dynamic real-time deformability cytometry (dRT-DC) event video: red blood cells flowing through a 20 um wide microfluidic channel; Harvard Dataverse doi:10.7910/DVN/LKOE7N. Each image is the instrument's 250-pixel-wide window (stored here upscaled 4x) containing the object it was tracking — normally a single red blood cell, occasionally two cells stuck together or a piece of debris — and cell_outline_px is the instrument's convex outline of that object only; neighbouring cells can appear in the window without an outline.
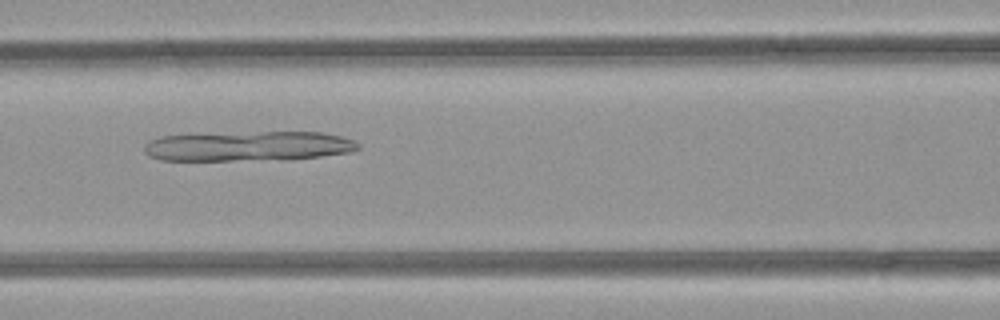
{"species": "common noctule bat (a hibernating species)", "species_latin": "Nyctalus noctula", "temperature_condition": "room temperature", "stored_images_in_passage": 48, "camera_frame_rate_fps": 3000, "um_per_image_px": 0.085, "animal": {"sex": "female", "body_mass_g": 21.9}, "frame": {"image": 1, "passage_image": 20, "time_ms": 6.333, "image_size_px": [1000, 320], "cell_outline_px": [[360, 148], [352, 152], [320, 156], [232, 160], [160, 160], [148, 156], [144, 152], [144, 144], [160, 136], [264, 132], [320, 132], [340, 136], [352, 140], [360, 144]], "centroid_in_image_um": [21.08, 12.41], "position_along_channel_um": 145.5, "area_um2": 36.3}}
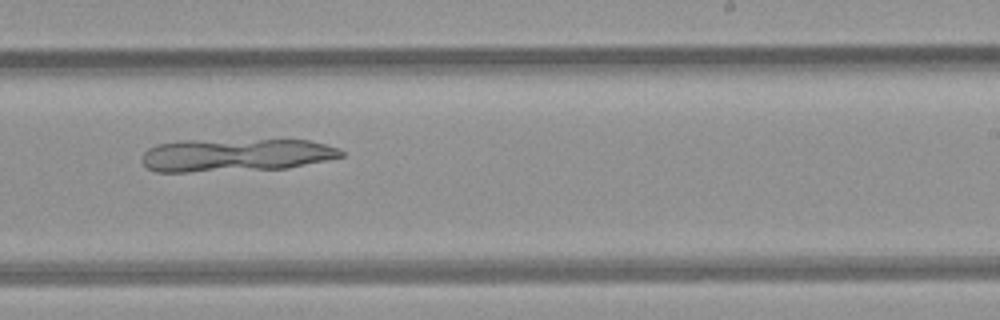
{"frame": {"image": 2, "passage_image": 29, "time_ms": 9.333, "image_size_px": [1000, 320], "cell_outline_px": [[344, 156], [328, 160], [288, 168], [188, 172], [156, 172], [148, 168], [144, 164], [144, 152], [148, 148], [156, 144], [180, 140], [308, 140], [340, 148], [344, 152]], "centroid_in_image_um": [20.05, 13.18], "position_along_channel_um": 269.0, "area_um2": 38.38}}
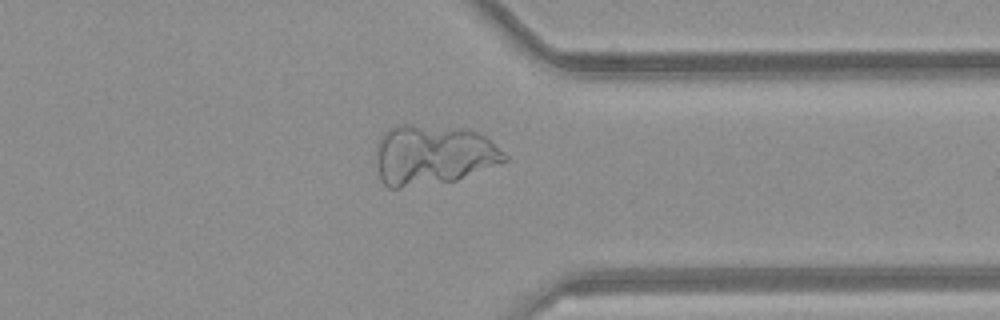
{"frame": {"image": 3, "passage_image": 37, "time_ms": 12.0, "image_size_px": [1000, 320], "cell_outline_px": [[508, 160], [456, 180], [400, 188], [388, 188], [380, 180], [376, 164], [376, 144], [380, 136], [388, 128], [396, 124], [408, 124], [460, 128], [476, 132], [484, 136], [508, 156]], "centroid_in_image_um": [36.73, 13.16], "position_along_channel_um": 374.7, "area_um2": 45.08}}